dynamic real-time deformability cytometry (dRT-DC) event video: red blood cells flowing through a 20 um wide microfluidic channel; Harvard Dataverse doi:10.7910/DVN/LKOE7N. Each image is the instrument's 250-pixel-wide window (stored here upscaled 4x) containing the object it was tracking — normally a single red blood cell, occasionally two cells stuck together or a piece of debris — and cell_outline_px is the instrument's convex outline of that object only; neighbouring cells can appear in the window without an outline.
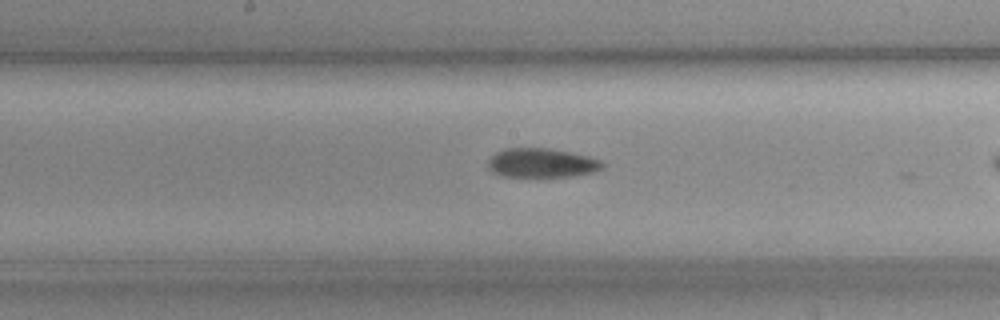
{"species": "common noctule bat (a hibernating species)", "species_latin": "Nyctalus noctula", "temperature_condition": "cold", "stored_images_in_passage": 23, "camera_frame_rate_fps": 3000, "um_per_image_px": 0.085, "animal": {"sex": "female", "body_mass_g": 19.3, "forearm_length_mm": 54.1}, "frame": {"image": 1, "passage_image": 14, "time_ms": 4.333, "image_size_px": [1000, 320], "cell_outline_px": [[604, 168], [592, 172], [572, 176], [504, 176], [492, 172], [488, 168], [488, 160], [496, 152], [504, 148], [548, 148], [588, 156], [600, 160], [604, 164]], "centroid_in_image_um": [46.03, 13.84], "position_along_channel_um": 202.2, "area_um2": 19.31}}